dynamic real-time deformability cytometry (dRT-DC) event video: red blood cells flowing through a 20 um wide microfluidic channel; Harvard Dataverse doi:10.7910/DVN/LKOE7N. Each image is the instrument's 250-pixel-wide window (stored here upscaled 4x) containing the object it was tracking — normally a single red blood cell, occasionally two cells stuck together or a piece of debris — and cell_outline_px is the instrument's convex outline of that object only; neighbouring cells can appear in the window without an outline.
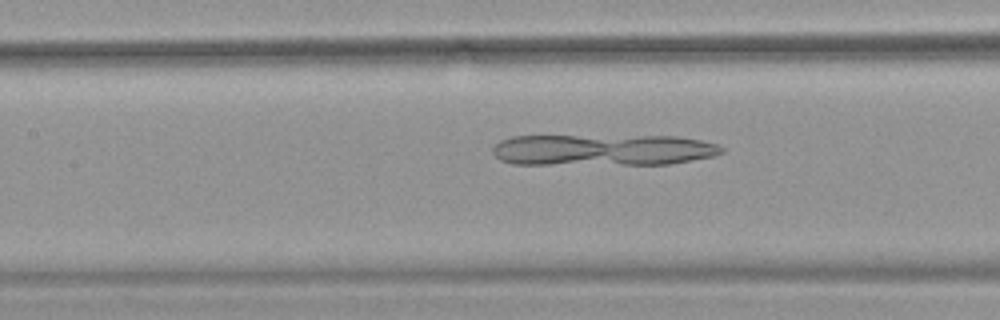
{"species": "common noctule bat (a hibernating species)", "species_latin": "Nyctalus noctula", "temperature_condition": "warm", "stored_images_in_passage": 52, "camera_frame_rate_fps": 3000, "um_per_image_px": 0.085, "animal": {"sex": "female", "body_mass_g": 18.4}, "frame": {"image": 1, "passage_image": 24, "time_ms": 7.667, "image_size_px": [1000, 320], "cell_outline_px": [[724, 152], [712, 156], [668, 164], [512, 164], [500, 160], [492, 152], [492, 148], [500, 140], [512, 136], [676, 136], [700, 140], [716, 144], [724, 148]], "centroid_in_image_um": [51.21, 12.74], "position_along_channel_um": 156.2, "area_um2": 41.91}}
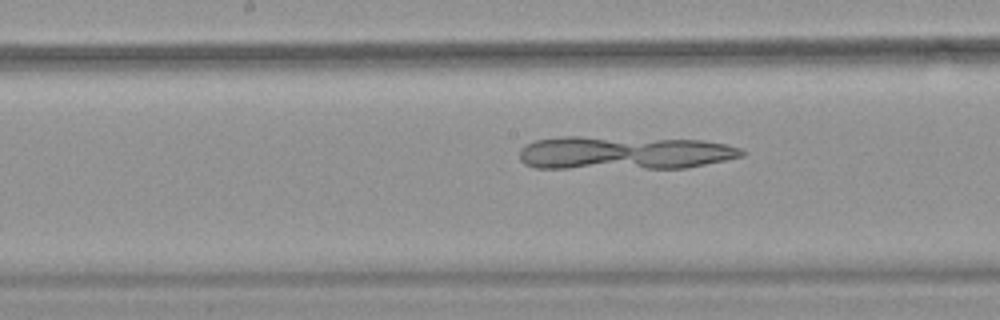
{"frame": {"image": 2, "passage_image": 27, "time_ms": 8.667, "image_size_px": [1000, 320], "cell_outline_px": [[744, 156], [688, 168], [536, 168], [524, 164], [520, 160], [520, 148], [524, 144], [536, 140], [560, 136], [580, 136], [704, 140], [728, 144], [740, 148], [744, 152]], "centroid_in_image_um": [53.04, 12.99], "position_along_channel_um": 195.2, "area_um2": 43.75}}
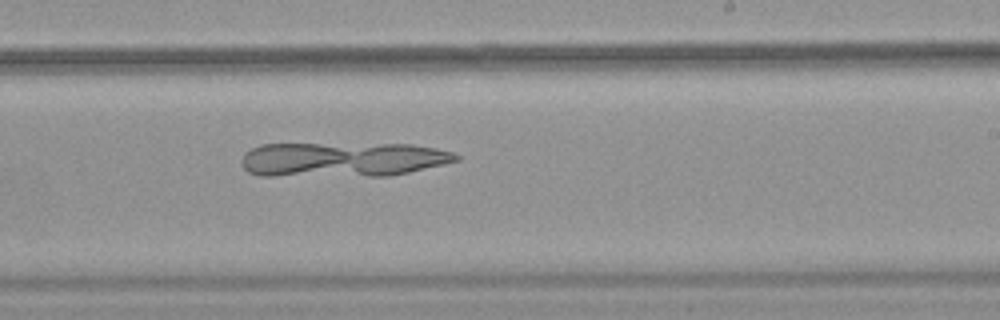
{"frame": {"image": 3, "passage_image": 32, "time_ms": 10.333, "image_size_px": [1000, 320], "cell_outline_px": [[460, 160], [444, 164], [408, 172], [388, 176], [260, 176], [248, 172], [240, 164], [240, 160], [252, 148], [260, 144], [412, 144], [436, 148], [452, 152], [460, 156]], "centroid_in_image_um": [29.11, 13.56], "position_along_channel_um": 259.9, "area_um2": 43.64}}